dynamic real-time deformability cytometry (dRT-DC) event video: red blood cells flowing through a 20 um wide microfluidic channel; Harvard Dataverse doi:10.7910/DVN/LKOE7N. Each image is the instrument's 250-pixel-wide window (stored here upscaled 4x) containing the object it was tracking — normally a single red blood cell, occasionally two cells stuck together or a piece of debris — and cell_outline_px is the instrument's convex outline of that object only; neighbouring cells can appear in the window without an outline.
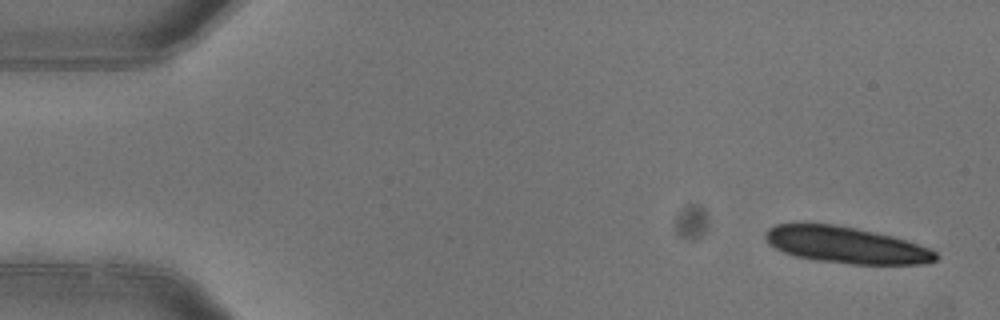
{"species": "common noctule bat (a hibernating species)", "species_latin": "Nyctalus noctula", "temperature_condition": "warm", "stored_images_in_passage": 6, "camera_frame_rate_fps": 3000, "um_per_image_px": 0.085, "animal": {"sex": "female"}, "frame": {"image": 1, "passage_image": 1, "time_ms": 0.0, "image_size_px": [1000, 320], "cell_outline_px": [[940, 256], [936, 260], [924, 264], [848, 264], [816, 260], [796, 256], [784, 252], [768, 244], [764, 236], [764, 232], [768, 228], [776, 224], [832, 224], [856, 228], [892, 236], [928, 248], [936, 252]], "centroid_in_image_um": [71.89, 20.83], "position_along_channel_um": 13.1, "area_um2": 36.01}}
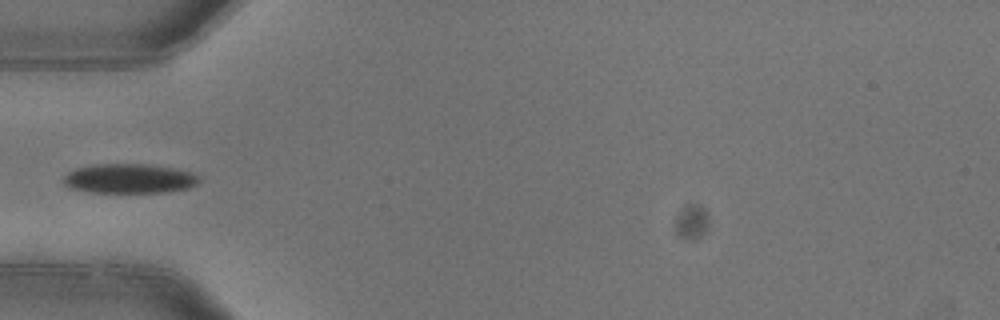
{"frame": {"image": 2, "passage_image": 5, "time_ms": 1.333, "image_size_px": [1000, 320], "cell_outline_px": [[200, 180], [196, 184], [188, 188], [168, 192], [92, 192], [68, 188], [64, 184], [64, 176], [68, 172], [76, 168], [92, 164], [148, 164], [176, 168], [192, 172]], "centroid_in_image_um": [10.98, 15.17], "position_along_channel_um": 74.0, "area_um2": 23.41}}